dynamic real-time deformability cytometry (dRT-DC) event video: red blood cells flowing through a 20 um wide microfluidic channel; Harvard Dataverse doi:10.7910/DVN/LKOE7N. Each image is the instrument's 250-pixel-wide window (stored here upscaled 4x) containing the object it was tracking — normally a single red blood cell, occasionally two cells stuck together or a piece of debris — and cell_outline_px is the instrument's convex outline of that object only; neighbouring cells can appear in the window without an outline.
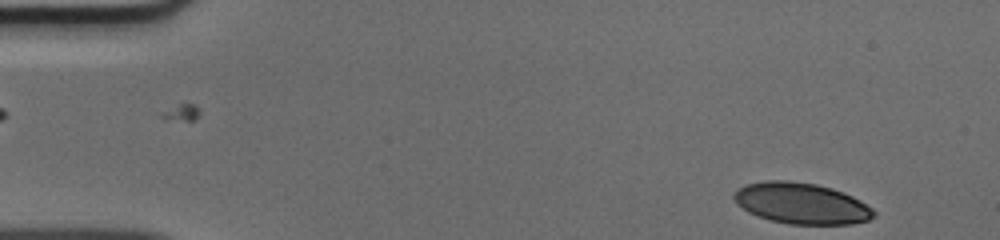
{"species": "human", "species_latin": "Homo sapiens", "temperature_condition": "cold", "stored_images_in_passage": 47, "camera_frame_rate_fps": 3000, "um_per_image_px": 0.085, "donor": {"sex": "male"}, "frame": {"image": 1, "passage_image": 1, "time_ms": 0.0, "image_size_px": [1000, 240], "cell_outline_px": [[876, 216], [868, 220], [852, 224], [788, 224], [756, 216], [748, 212], [736, 204], [732, 196], [736, 188], [748, 184], [764, 180], [788, 180], [816, 184], [832, 188], [844, 192], [860, 200], [872, 208], [876, 212]], "centroid_in_image_um": [68.1, 17.28], "position_along_channel_um": 16.9, "area_um2": 33.76}}
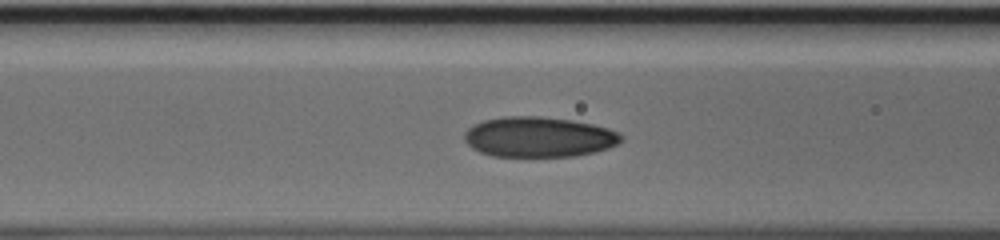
{"frame": {"image": 2, "passage_image": 17, "time_ms": 5.333, "image_size_px": [1000, 240], "cell_outline_px": [[624, 140], [608, 148], [596, 152], [576, 156], [492, 156], [480, 152], [472, 148], [464, 140], [464, 132], [468, 128], [484, 120], [504, 116], [540, 116], [572, 120], [592, 124], [608, 128], [620, 132], [624, 136]], "centroid_in_image_um": [45.83, 11.64], "position_along_channel_um": 120.8, "area_um2": 36.99}}
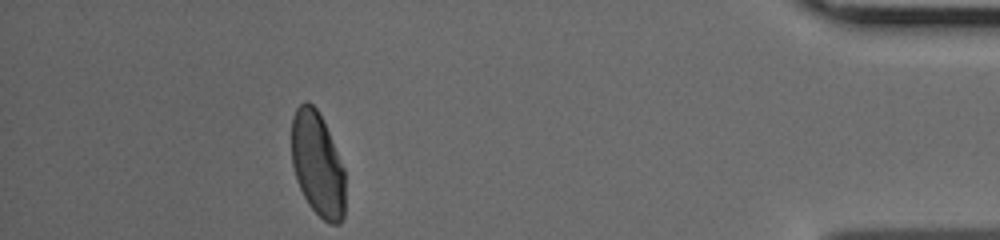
{"frame": {"image": 3, "passage_image": 42, "time_ms": 13.667, "image_size_px": [1000, 240], "cell_outline_px": [[344, 216], [340, 224], [328, 224], [308, 204], [296, 180], [292, 164], [292, 116], [296, 108], [304, 100], [308, 100], [316, 108], [328, 132], [344, 168]], "centroid_in_image_um": [26.98, 13.97], "position_along_channel_um": 408.2, "area_um2": 32.43}}